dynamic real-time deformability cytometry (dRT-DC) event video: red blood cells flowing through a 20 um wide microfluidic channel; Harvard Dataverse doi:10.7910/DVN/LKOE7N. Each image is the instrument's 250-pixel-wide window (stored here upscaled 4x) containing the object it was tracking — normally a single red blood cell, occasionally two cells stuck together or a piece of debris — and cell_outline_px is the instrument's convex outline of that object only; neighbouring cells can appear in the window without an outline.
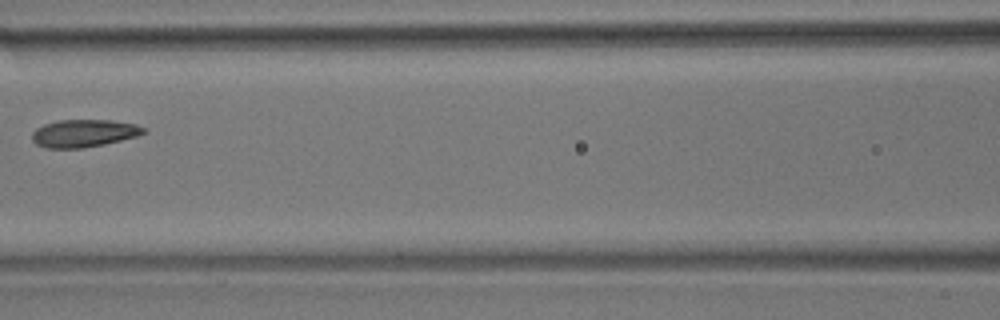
{"species": "common noctule bat (a hibernating species)", "species_latin": "Nyctalus noctula", "temperature_condition": "room temperature", "stored_images_in_passage": 4, "camera_frame_rate_fps": 3000, "um_per_image_px": 0.085, "animal": {"sex": "male", "body_mass_g": 17.9}, "frame": {"image": 1, "passage_image": 3, "time_ms": 3.333, "image_size_px": [1000, 320], "cell_outline_px": [[148, 132], [136, 136], [104, 144], [84, 148], [44, 148], [36, 144], [32, 140], [32, 132], [36, 128], [44, 124], [60, 120], [112, 120], [136, 124], [144, 128]], "centroid_in_image_um": [7.11, 11.33], "position_along_channel_um": 159.5, "area_um2": 17.98}}
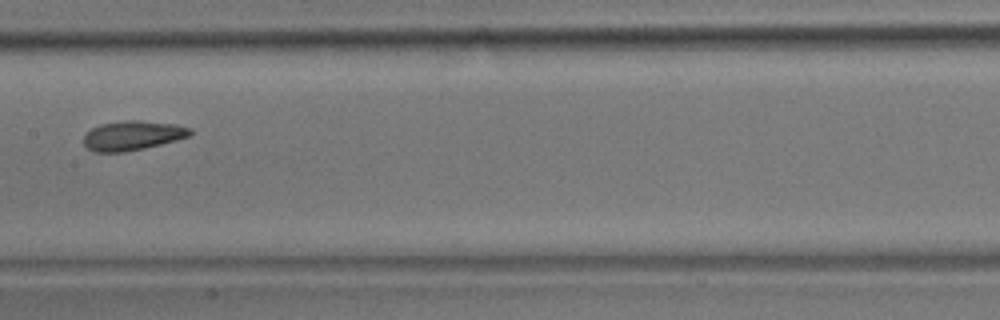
{"frame": {"image": 2, "passage_image": 4, "time_ms": 4.333, "image_size_px": [1000, 320], "cell_outline_px": [[192, 136], [144, 148], [124, 152], [92, 152], [84, 144], [84, 136], [92, 128], [100, 124], [128, 120], [140, 120], [176, 124], [192, 128]], "centroid_in_image_um": [11.3, 11.52], "position_along_channel_um": 196.1, "area_um2": 18.32}}